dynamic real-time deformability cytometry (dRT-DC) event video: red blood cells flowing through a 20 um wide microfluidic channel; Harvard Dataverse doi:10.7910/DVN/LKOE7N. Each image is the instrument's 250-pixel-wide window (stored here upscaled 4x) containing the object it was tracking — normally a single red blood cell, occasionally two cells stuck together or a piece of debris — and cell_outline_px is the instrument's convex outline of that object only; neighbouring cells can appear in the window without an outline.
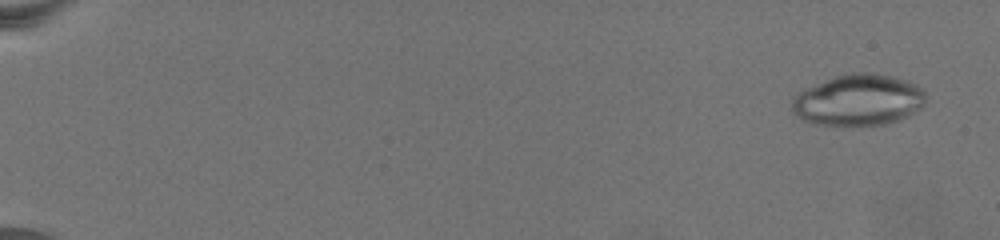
{"species": "common noctule bat (a hibernating species)", "species_latin": "Nyctalus noctula", "temperature_condition": "warm", "stored_images_in_passage": 79, "camera_frame_rate_fps": 3000, "um_per_image_px": 0.085, "animal": {"sex": "female", "body_mass_g": 19.5, "forearm_length_mm": 54.1}, "frame": {"image": 1, "passage_image": 5, "time_ms": 1.333, "image_size_px": [1000, 240], "cell_outline_px": [[924, 104], [920, 108], [908, 116], [900, 120], [884, 124], [856, 128], [812, 124], [796, 116], [792, 112], [792, 100], [804, 88], [836, 76], [852, 72], [876, 72], [892, 76], [916, 84], [924, 92]], "centroid_in_image_um": [72.94, 8.54], "position_along_channel_um": 12.1, "area_um2": 40.75}}
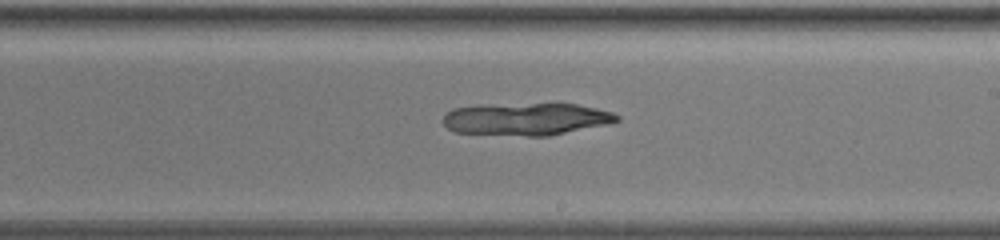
{"frame": {"image": 2, "passage_image": 51, "time_ms": 16.667, "image_size_px": [1000, 240], "cell_outline_px": [[620, 120], [608, 124], [548, 136], [528, 136], [456, 132], [448, 128], [444, 124], [444, 116], [452, 108], [476, 104], [576, 104], [596, 108], [612, 112], [620, 116]], "centroid_in_image_um": [44.73, 10.11], "position_along_channel_um": 244.3, "area_um2": 32.83}}
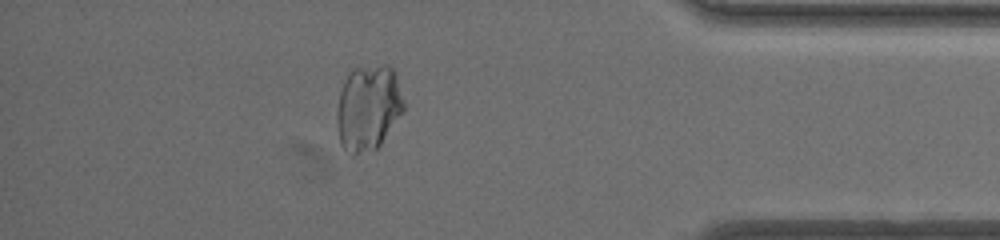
{"frame": {"image": 3, "passage_image": 71, "time_ms": 23.333, "image_size_px": [1000, 240], "cell_outline_px": [[404, 108], [380, 144], [376, 148], [356, 156], [352, 156], [340, 144], [336, 128], [336, 112], [340, 92], [344, 80], [348, 72], [352, 68], [380, 64], [388, 64], [396, 72], [404, 100]], "centroid_in_image_um": [31.27, 9.13], "position_along_channel_um": 403.9, "area_um2": 33.87}}